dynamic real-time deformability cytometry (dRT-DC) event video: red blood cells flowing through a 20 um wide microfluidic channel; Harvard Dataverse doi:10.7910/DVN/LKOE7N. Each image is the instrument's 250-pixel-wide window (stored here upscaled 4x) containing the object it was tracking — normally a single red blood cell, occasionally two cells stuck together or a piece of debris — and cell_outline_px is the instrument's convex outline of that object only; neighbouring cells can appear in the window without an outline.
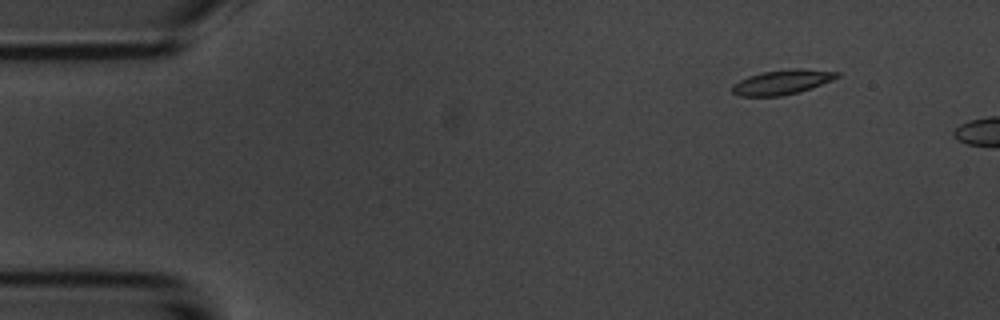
{"species": "common noctule bat (a hibernating species)", "species_latin": "Nyctalus noctula", "temperature_condition": "room temperature", "stored_images_in_passage": 6, "camera_frame_rate_fps": 3000, "um_per_image_px": 0.085, "animal": {"sex": "male", "body_mass_g": 20.1, "forearm_length_mm": 53.5}, "frame": {"image": 1, "passage_image": 2, "time_ms": 1.333, "image_size_px": [1000, 320], "cell_outline_px": [[840, 76], [832, 80], [812, 88], [800, 92], [780, 96], [740, 96], [732, 92], [732, 84], [748, 76], [764, 72], [796, 68], [840, 72]], "centroid_in_image_um": [66.49, 6.99], "position_along_channel_um": 18.5, "area_um2": 14.97}}